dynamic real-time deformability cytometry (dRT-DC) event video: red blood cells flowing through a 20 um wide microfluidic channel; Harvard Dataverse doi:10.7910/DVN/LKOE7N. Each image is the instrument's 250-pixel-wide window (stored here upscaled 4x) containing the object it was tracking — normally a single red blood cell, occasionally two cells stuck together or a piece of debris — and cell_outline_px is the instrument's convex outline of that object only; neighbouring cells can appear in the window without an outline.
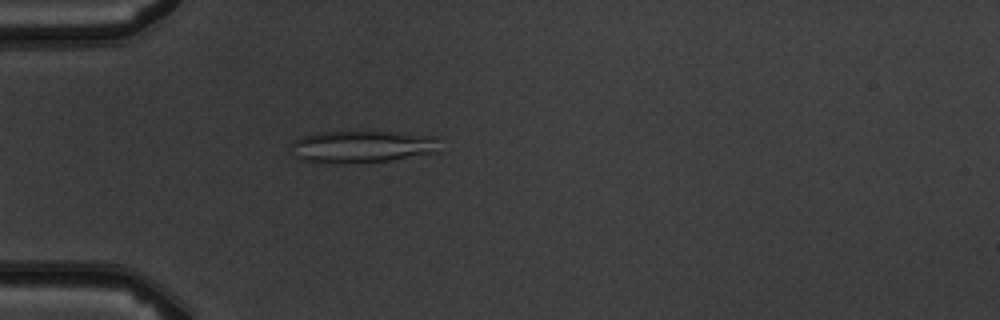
{"species": "common noctule bat (a hibernating species)", "species_latin": "Nyctalus noctula", "temperature_condition": "warm", "stored_images_in_passage": 3, "camera_frame_rate_fps": 3000, "um_per_image_px": 0.085, "animal": {"sex": "male", "body_mass_g": 19.5, "forearm_length_mm": 54.6}, "frame": {"image": 1, "passage_image": 3, "time_ms": 3.0, "image_size_px": [1000, 320], "cell_outline_px": [[444, 152], [392, 160], [360, 164], [344, 164], [300, 160], [288, 152], [288, 144], [292, 140], [300, 136], [312, 132], [356, 128], [440, 136]], "centroid_in_image_um": [30.8, 12.42], "position_along_channel_um": 54.2, "area_um2": 30.75}}